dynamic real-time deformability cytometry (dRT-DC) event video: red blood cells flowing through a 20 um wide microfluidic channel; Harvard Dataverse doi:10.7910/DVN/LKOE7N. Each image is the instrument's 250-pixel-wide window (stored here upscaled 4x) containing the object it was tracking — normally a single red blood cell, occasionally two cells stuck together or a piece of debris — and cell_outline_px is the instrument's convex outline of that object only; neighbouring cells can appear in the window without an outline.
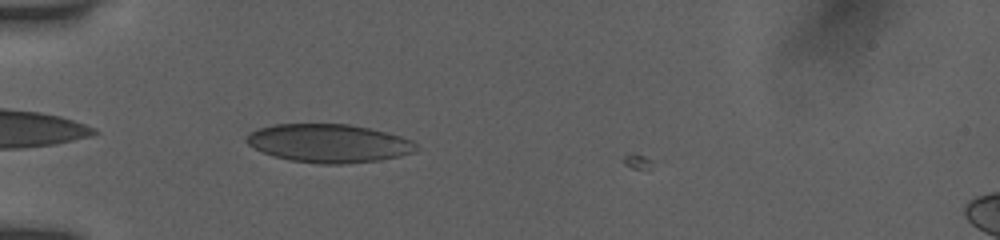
{"species": "human", "species_latin": "Homo sapiens", "temperature_condition": "room temperature", "stored_images_in_passage": 35, "camera_frame_rate_fps": 3000, "um_per_image_px": 0.085, "donor": {"sex": "female"}, "frame": {"image": 1, "passage_image": 1, "time_ms": 0.0, "image_size_px": [1000, 240], "cell_outline_px": [[416, 152], [400, 156], [380, 160], [348, 164], [320, 164], [288, 160], [272, 156], [248, 144], [244, 140], [244, 136], [260, 128], [272, 124], [348, 124], [368, 128], [400, 136], [412, 140], [416, 144]], "centroid_in_image_um": [27.94, 12.19], "position_along_channel_um": 57.1, "area_um2": 38.03}}
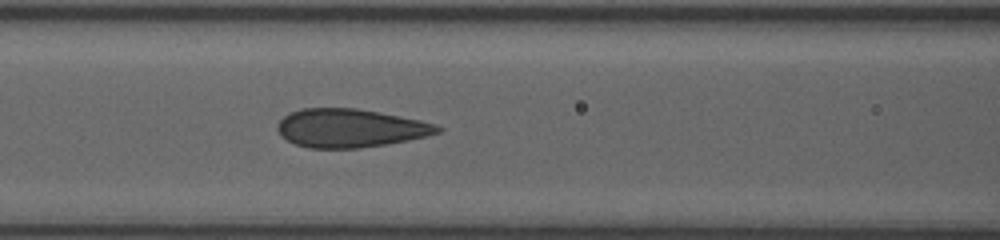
{"frame": {"image": 2, "passage_image": 8, "time_ms": 2.333, "image_size_px": [1000, 240], "cell_outline_px": [[444, 128], [440, 132], [408, 140], [360, 148], [308, 148], [296, 144], [280, 136], [276, 128], [276, 124], [284, 116], [300, 108], [356, 108], [380, 112], [420, 120], [436, 124]], "centroid_in_image_um": [29.74, 10.88], "position_along_channel_um": 136.9, "area_um2": 35.84}}
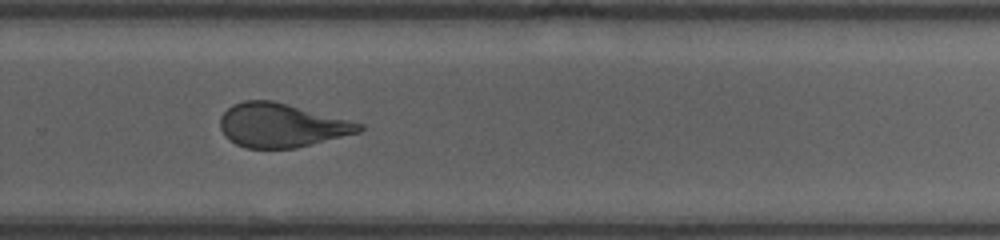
{"frame": {"image": 3, "passage_image": 21, "time_ms": 6.667, "image_size_px": [1000, 240], "cell_outline_px": [[364, 128], [360, 132], [296, 148], [244, 148], [236, 144], [224, 136], [220, 128], [220, 116], [232, 104], [244, 100], [272, 100], [364, 124]], "centroid_in_image_um": [23.89, 10.65], "position_along_channel_um": 305.9, "area_um2": 35.43}, "authors_computed_cell_mechanics": {"area_um2": 35.836, "velocity_mm_per_s": 3.9054, "shape_relaxation_time_tau1_ms": 9.7976, "shape_relaxation_time_tau2_ms": 0.764, "deformation_change_tau1": 0.228, "deformation_change_tau2": 0.0712}}